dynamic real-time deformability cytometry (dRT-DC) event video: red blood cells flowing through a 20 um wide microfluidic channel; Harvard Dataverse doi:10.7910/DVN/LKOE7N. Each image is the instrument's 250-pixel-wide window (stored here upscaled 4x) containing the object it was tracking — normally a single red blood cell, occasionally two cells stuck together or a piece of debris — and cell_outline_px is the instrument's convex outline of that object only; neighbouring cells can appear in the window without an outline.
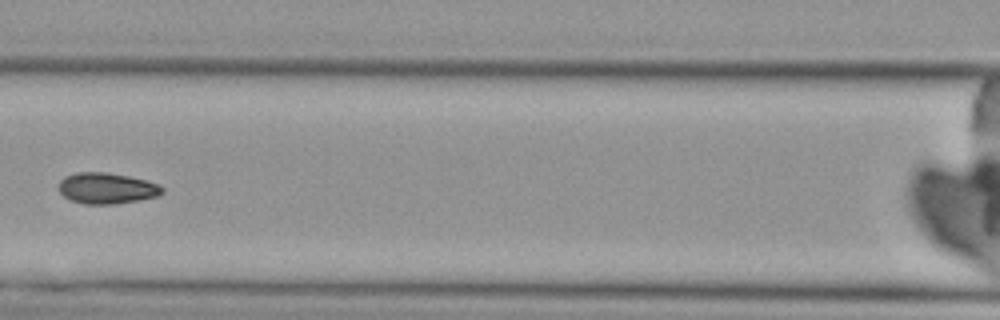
{"species": "Egyptian fruit bat (a non-hibernating species)", "species_latin": "Rousettus aegyptiacus", "temperature_condition": "cold", "stored_images_in_passage": 5, "camera_frame_rate_fps": 3000, "um_per_image_px": 0.085, "animal": {"sex": "female"}, "frame": {"image": 1, "passage_image": 5, "time_ms": 4.667, "image_size_px": [1000, 320], "cell_outline_px": [[164, 192], [156, 196], [140, 200], [116, 204], [84, 204], [72, 200], [64, 196], [60, 192], [60, 180], [64, 176], [76, 172], [104, 172], [128, 176], [160, 184], [164, 188]], "centroid_in_image_um": [9.09, 16.0], "position_along_channel_um": 157.5, "area_um2": 18.67}}